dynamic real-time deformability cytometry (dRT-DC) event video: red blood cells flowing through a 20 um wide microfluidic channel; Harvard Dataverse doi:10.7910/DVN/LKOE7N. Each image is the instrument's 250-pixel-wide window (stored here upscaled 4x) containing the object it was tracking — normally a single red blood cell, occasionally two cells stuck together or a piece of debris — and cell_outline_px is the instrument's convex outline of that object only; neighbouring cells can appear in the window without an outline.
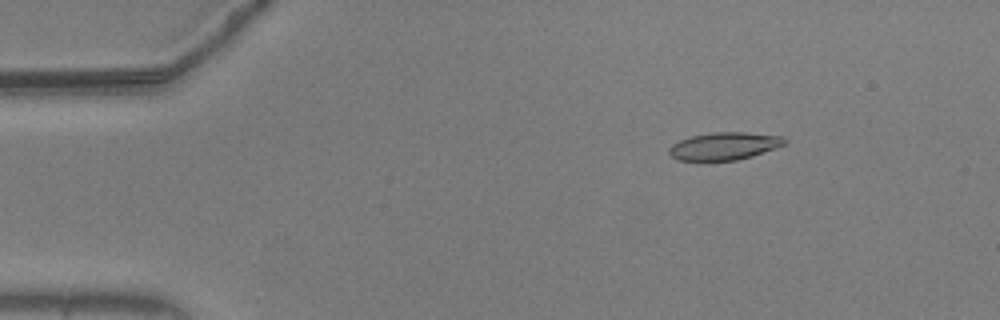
{"species": "common noctule bat (a hibernating species)", "species_latin": "Nyctalus noctula", "temperature_condition": "warm", "stored_images_in_passage": 16, "camera_frame_rate_fps": 3000, "um_per_image_px": 0.085, "animal": {"sex": "male", "body_mass_g": 20.5, "forearm_length_mm": 52.5}, "frame": {"image": 1, "passage_image": 8, "time_ms": 2.333, "image_size_px": [1000, 320], "cell_outline_px": [[788, 144], [752, 156], [736, 160], [676, 160], [668, 152], [668, 148], [672, 144], [680, 140], [692, 136], [712, 132], [748, 132], [784, 136], [788, 140]], "centroid_in_image_um": [61.62, 12.4], "position_along_channel_um": 23.4, "area_um2": 18.73}}